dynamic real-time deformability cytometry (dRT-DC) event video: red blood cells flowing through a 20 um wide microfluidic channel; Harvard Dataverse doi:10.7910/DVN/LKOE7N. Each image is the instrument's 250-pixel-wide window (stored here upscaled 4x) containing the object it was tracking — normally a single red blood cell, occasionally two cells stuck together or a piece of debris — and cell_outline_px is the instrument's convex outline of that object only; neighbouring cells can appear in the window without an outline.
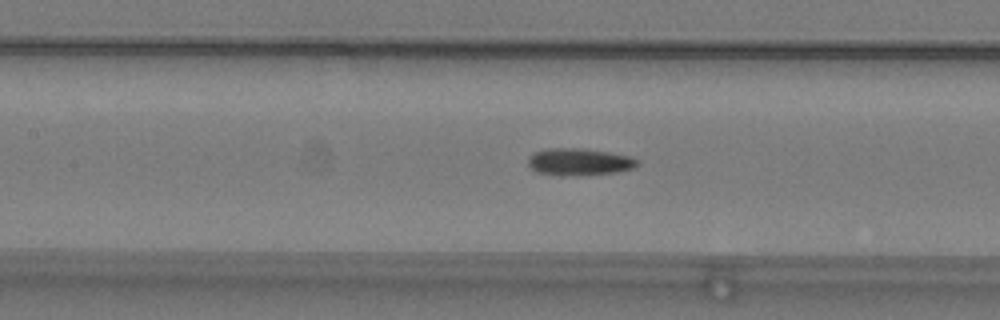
{"species": "common noctule bat (a hibernating species)", "species_latin": "Nyctalus noctula", "temperature_condition": "warm", "stored_images_in_passage": 41, "camera_frame_rate_fps": 3000, "um_per_image_px": 0.085, "animal": {"sex": "male", "body_mass_g": 19.2, "forearm_length_mm": 51.8}, "frame": {"image": 1, "passage_image": 19, "time_ms": 6.0, "image_size_px": [1000, 320], "cell_outline_px": [[640, 164], [632, 168], [616, 172], [560, 176], [536, 172], [528, 164], [528, 156], [536, 152], [548, 148], [580, 148], [608, 152], [628, 156], [636, 160]], "centroid_in_image_um": [49.18, 13.75], "position_along_channel_um": 158.2, "area_um2": 16.99}}
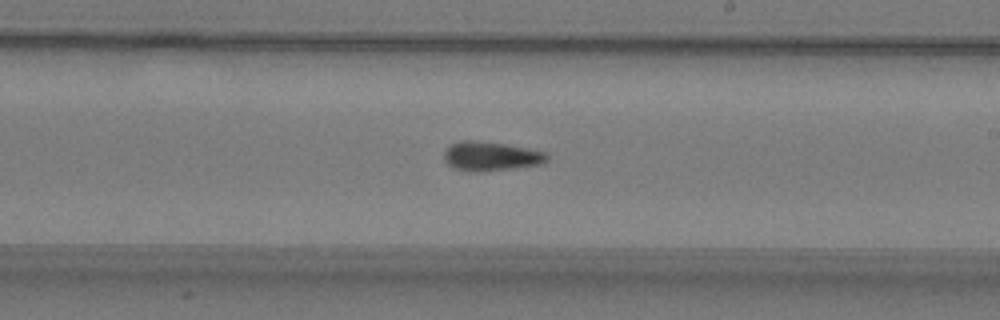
{"frame": {"image": 2, "passage_image": 26, "time_ms": 8.333, "image_size_px": [1000, 320], "cell_outline_px": [[548, 160], [540, 164], [516, 168], [480, 172], [476, 172], [452, 168], [444, 160], [444, 152], [452, 144], [460, 140], [472, 140], [504, 144], [544, 152], [548, 156]], "centroid_in_image_um": [41.69, 13.29], "position_along_channel_um": 247.3, "area_um2": 17.34}}
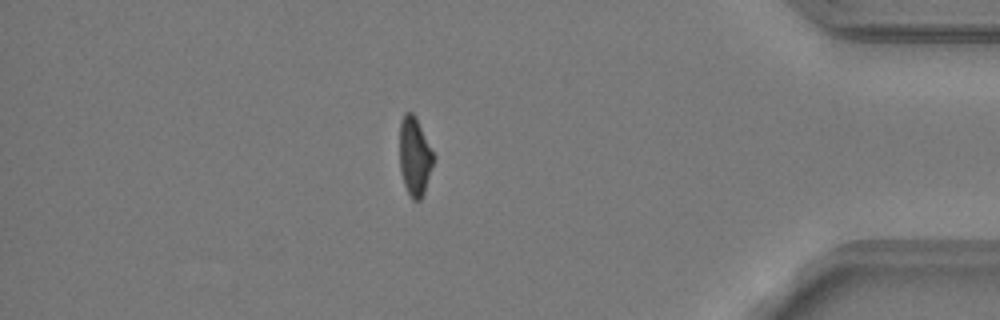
{"frame": {"image": 3, "passage_image": 41, "time_ms": 13.333, "image_size_px": [1000, 320], "cell_outline_px": [[432, 164], [424, 192], [420, 200], [412, 200], [404, 184], [400, 172], [400, 120], [404, 112], [412, 112], [432, 152]], "centroid_in_image_um": [35.19, 13.32], "position_along_channel_um": 400.0, "area_um2": 14.85}, "authors_computed_cell_mechanics": {"area_um2": 16.5886, "velocity_mm_per_s": 3.8364, "shape_relaxation_time_tau1_ms": null, "shape_relaxation_time_tau2_ms": 6.2569, "deformation_change_tau1": null, "deformation_change_tau2": 0.1567}}